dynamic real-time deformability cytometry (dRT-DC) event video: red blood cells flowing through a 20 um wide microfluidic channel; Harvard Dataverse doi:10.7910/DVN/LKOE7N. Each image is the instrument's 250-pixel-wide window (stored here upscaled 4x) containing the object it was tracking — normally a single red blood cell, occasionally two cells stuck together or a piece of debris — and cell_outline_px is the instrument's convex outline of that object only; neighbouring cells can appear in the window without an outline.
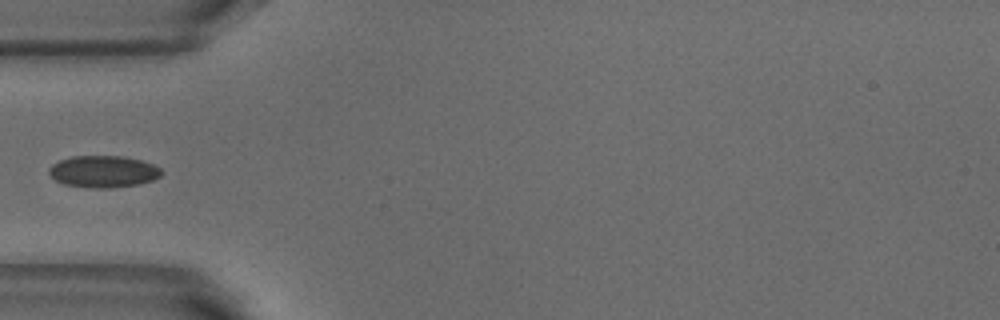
{"species": "common noctule bat (a hibernating species)", "species_latin": "Nyctalus noctula", "temperature_condition": "warm", "stored_images_in_passage": 32, "camera_frame_rate_fps": 3000, "um_per_image_px": 0.085, "animal": {"sex": "male", "body_mass_g": 18.8}, "frame": {"image": 1, "passage_image": 1, "time_ms": 0.0, "image_size_px": [1000, 320], "cell_outline_px": [[164, 172], [160, 176], [152, 180], [136, 184], [108, 188], [92, 188], [64, 184], [56, 180], [48, 172], [48, 168], [52, 164], [60, 160], [72, 156], [124, 156], [140, 160], [152, 164], [160, 168]], "centroid_in_image_um": [8.77, 14.57], "position_along_channel_um": 76.2, "area_um2": 20.75}}
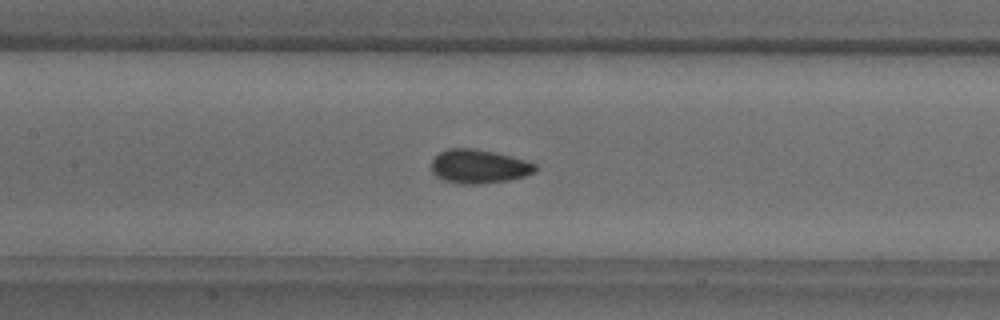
{"frame": {"image": 2, "passage_image": 8, "time_ms": 2.333, "image_size_px": [1000, 320], "cell_outline_px": [[536, 172], [524, 176], [508, 180], [476, 184], [460, 184], [444, 180], [436, 176], [432, 172], [432, 160], [440, 152], [448, 148], [476, 148], [496, 152], [524, 160], [536, 164]], "centroid_in_image_um": [40.69, 14.14], "position_along_channel_um": 166.7, "area_um2": 20.46}}
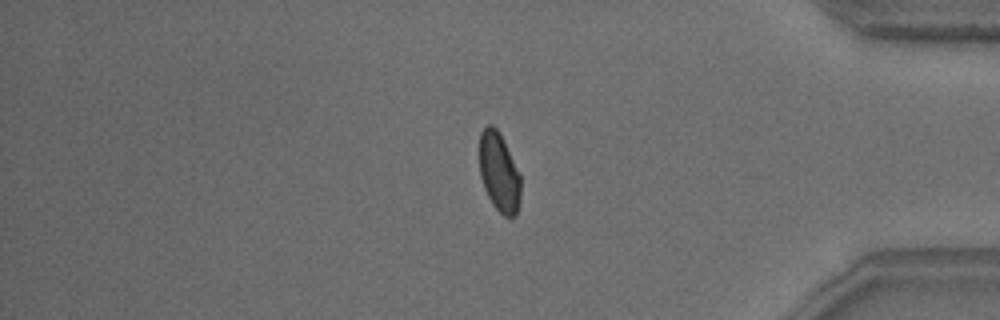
{"frame": {"image": 3, "passage_image": 28, "time_ms": 9.0, "image_size_px": [1000, 320], "cell_outline_px": [[520, 200], [516, 216], [504, 216], [492, 204], [484, 188], [480, 176], [480, 132], [488, 124], [492, 124], [500, 132], [520, 172]], "centroid_in_image_um": [42.43, 14.62], "position_along_channel_um": 392.8, "area_um2": 19.19}}